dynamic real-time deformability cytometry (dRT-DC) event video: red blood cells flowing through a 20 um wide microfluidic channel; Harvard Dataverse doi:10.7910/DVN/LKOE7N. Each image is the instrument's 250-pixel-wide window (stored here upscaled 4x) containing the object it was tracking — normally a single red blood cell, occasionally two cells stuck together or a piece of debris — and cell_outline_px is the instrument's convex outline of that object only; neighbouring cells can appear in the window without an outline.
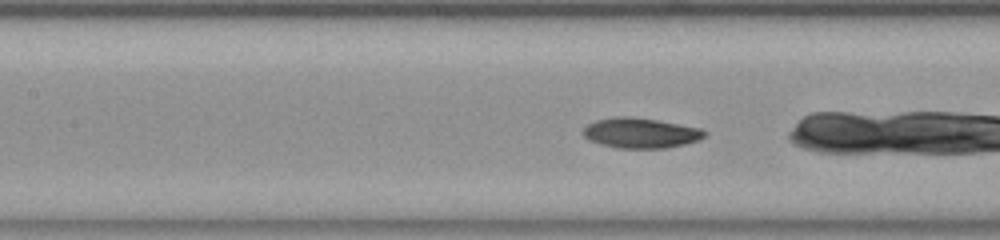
{"species": "common noctule bat (a hibernating species)", "species_latin": "Nyctalus noctula", "temperature_condition": "room temperature", "stored_images_in_passage": 48, "camera_frame_rate_fps": 3000, "um_per_image_px": 0.085, "animal": {"sex": "female", "body_mass_g": 23.0, "forearm_length_mm": 53.4}, "frame": {"image": 1, "passage_image": 17, "time_ms": 5.333, "image_size_px": [1000, 240], "cell_outline_px": [[708, 132], [700, 140], [668, 148], [616, 148], [600, 144], [588, 140], [584, 136], [584, 128], [588, 124], [596, 120], [612, 116], [632, 116], [656, 120], [700, 128]], "centroid_in_image_um": [54.44, 11.3], "position_along_channel_um": 153.0, "area_um2": 21.44}, "authors_computed_cell_mechanics": {"area_um2": 20.9525, "velocity_mm_per_s": 3.7501, "shape_relaxation_time_tau1_ms": 3.1964, "shape_relaxation_time_tau2_ms": 3.1009, "deformation_change_tau1": 0.1085, "deformation_change_tau2": 0.0688}}